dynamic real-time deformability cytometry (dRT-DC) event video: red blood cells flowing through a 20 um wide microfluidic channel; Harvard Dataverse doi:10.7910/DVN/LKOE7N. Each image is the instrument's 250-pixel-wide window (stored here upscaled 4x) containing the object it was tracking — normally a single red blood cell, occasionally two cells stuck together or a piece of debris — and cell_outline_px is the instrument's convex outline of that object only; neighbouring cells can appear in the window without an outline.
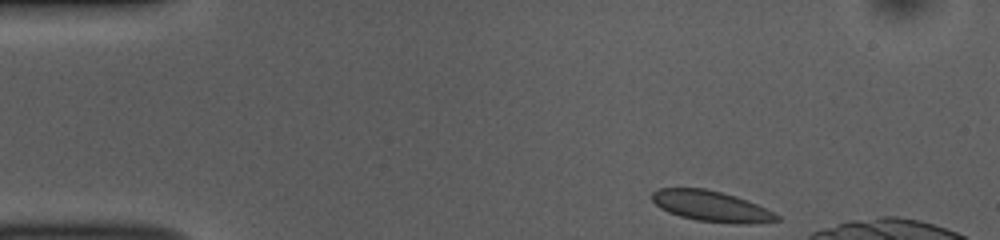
{"species": "common noctule bat (a hibernating species)", "species_latin": "Nyctalus noctula", "temperature_condition": "room temperature", "stored_images_in_passage": 9, "camera_frame_rate_fps": 3000, "um_per_image_px": 0.085, "animal": {"sex": "female", "body_mass_g": 10.0, "forearm_length_mm": 53.1}, "frame": {"image": 1, "passage_image": 1, "time_ms": 0.0, "image_size_px": [1000, 240], "cell_outline_px": [[780, 220], [748, 224], [736, 224], [696, 220], [680, 216], [668, 212], [660, 208], [652, 200], [652, 192], [660, 188], [704, 188], [736, 196], [756, 204], [780, 216]], "centroid_in_image_um": [60.44, 17.53], "position_along_channel_um": 24.6, "area_um2": 22.14}}